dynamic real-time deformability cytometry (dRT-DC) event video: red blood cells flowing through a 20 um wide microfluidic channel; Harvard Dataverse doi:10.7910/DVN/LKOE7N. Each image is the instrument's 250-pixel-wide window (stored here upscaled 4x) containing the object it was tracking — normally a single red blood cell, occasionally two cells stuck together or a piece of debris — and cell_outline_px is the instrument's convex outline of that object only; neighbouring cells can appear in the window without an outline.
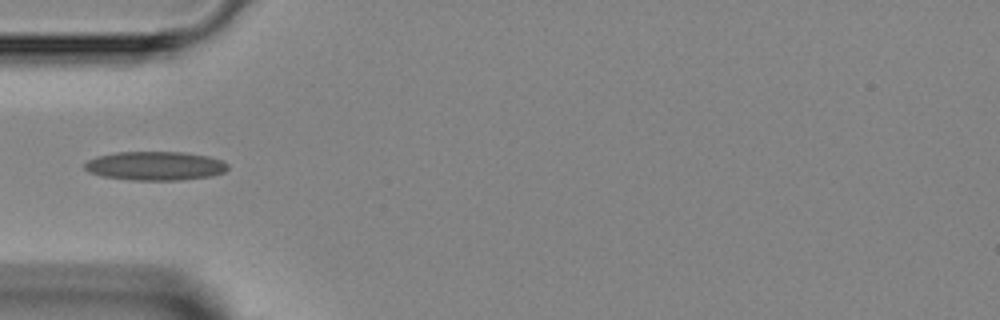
{"species": "Egyptian fruit bat (a non-hibernating species)", "species_latin": "Rousettus aegyptiacus", "temperature_condition": "room temperature", "stored_images_in_passage": 4, "camera_frame_rate_fps": 3000, "um_per_image_px": 0.085, "animal": {"sex": "female"}, "frame": {"image": 1, "passage_image": 3, "time_ms": 3.333, "image_size_px": [1000, 320], "cell_outline_px": [[228, 168], [224, 172], [212, 176], [180, 180], [136, 180], [100, 176], [88, 172], [84, 168], [84, 164], [88, 160], [96, 156], [116, 152], [184, 152], [208, 156], [220, 160], [228, 164]], "centroid_in_image_um": [13.17, 14.1], "position_along_channel_um": 71.8, "area_um2": 24.16}}
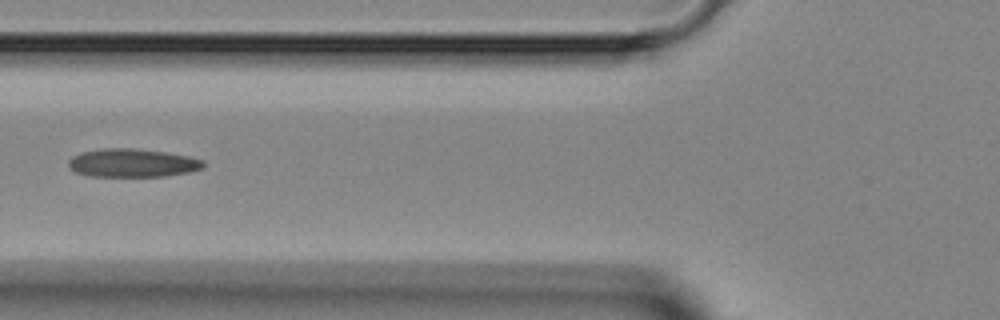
{"frame": {"image": 2, "passage_image": 4, "time_ms": 4.333, "image_size_px": [1000, 320], "cell_outline_px": [[208, 164], [204, 168], [188, 172], [164, 176], [88, 176], [76, 172], [68, 168], [68, 160], [72, 156], [80, 152], [104, 148], [132, 148], [164, 152], [188, 156], [204, 160]], "centroid_in_image_um": [11.25, 13.85], "position_along_channel_um": 114.5, "area_um2": 22.43}}